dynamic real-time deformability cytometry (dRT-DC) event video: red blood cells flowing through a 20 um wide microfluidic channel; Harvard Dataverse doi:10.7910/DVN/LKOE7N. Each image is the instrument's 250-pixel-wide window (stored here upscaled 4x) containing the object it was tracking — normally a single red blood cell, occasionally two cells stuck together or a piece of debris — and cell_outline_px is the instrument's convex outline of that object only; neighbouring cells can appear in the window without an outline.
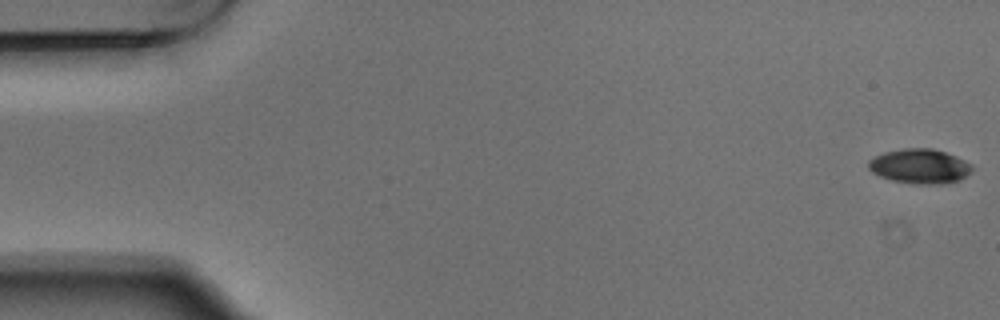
{"species": "Egyptian fruit bat (a non-hibernating species)", "species_latin": "Rousettus aegyptiacus", "temperature_condition": "warm", "stored_images_in_passage": 5, "camera_frame_rate_fps": 3000, "um_per_image_px": 0.085, "animal": {"sex": "male"}, "frame": {"image": 1, "passage_image": 1, "time_ms": 0.0, "image_size_px": [1000, 320], "cell_outline_px": [[972, 172], [960, 180], [944, 184], [916, 184], [892, 180], [880, 176], [872, 172], [868, 168], [868, 160], [884, 152], [904, 148], [932, 148], [956, 156], [972, 164]], "centroid_in_image_um": [78.2, 14.13], "position_along_channel_um": 6.8, "area_um2": 20.98}}
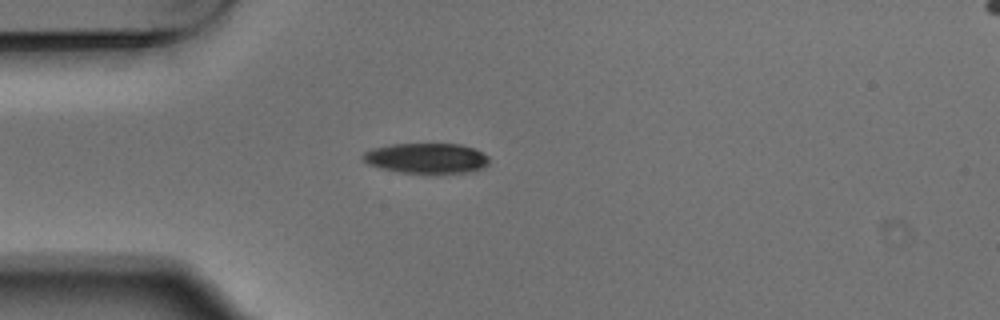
{"frame": {"image": 2, "passage_image": 4, "time_ms": 1.0, "image_size_px": [1000, 320], "cell_outline_px": [[488, 164], [484, 168], [472, 172], [436, 176], [432, 176], [400, 172], [380, 168], [368, 164], [360, 156], [364, 152], [372, 148], [392, 144], [460, 144], [476, 148], [488, 156]], "centroid_in_image_um": [36.3, 13.49], "position_along_channel_um": 48.7, "area_um2": 23.29}}